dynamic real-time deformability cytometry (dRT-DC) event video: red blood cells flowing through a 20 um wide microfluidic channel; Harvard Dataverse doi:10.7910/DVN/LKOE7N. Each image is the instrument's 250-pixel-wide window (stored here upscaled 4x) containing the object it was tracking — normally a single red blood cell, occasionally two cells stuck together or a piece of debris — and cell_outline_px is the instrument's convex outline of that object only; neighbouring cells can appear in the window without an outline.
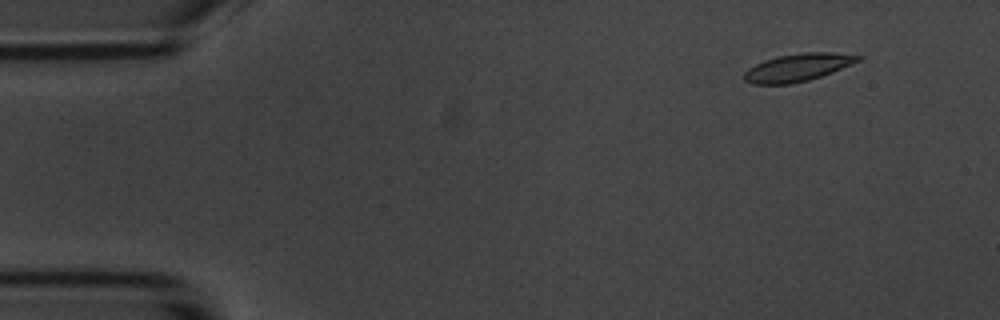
{"species": "common noctule bat (a hibernating species)", "species_latin": "Nyctalus noctula", "temperature_condition": "room temperature", "stored_images_in_passage": 6, "camera_frame_rate_fps": 3000, "um_per_image_px": 0.085, "animal": {"sex": "male", "body_mass_g": 20.1, "forearm_length_mm": 53.5}, "frame": {"image": 1, "passage_image": 2, "time_ms": 1.333, "image_size_px": [1000, 320], "cell_outline_px": [[864, 56], [860, 60], [832, 72], [808, 80], [792, 84], [752, 84], [744, 80], [744, 72], [748, 68], [764, 60], [780, 56], [804, 52], [832, 52]], "centroid_in_image_um": [67.8, 5.73], "position_along_channel_um": 17.2, "area_um2": 18.21}}
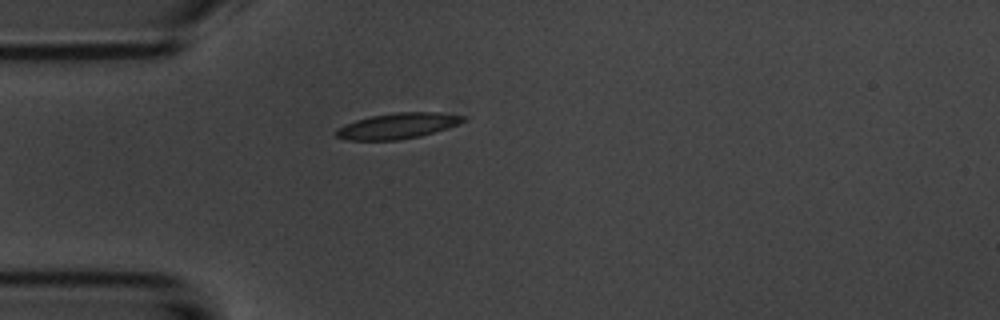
{"frame": {"image": 2, "passage_image": 5, "time_ms": 4.667, "image_size_px": [1000, 320], "cell_outline_px": [[464, 120], [456, 124], [420, 136], [400, 140], [348, 140], [336, 136], [336, 132], [344, 124], [356, 120], [372, 116], [396, 112], [436, 112], [464, 116]], "centroid_in_image_um": [33.75, 10.7], "position_along_channel_um": 51.2, "area_um2": 18.55}}